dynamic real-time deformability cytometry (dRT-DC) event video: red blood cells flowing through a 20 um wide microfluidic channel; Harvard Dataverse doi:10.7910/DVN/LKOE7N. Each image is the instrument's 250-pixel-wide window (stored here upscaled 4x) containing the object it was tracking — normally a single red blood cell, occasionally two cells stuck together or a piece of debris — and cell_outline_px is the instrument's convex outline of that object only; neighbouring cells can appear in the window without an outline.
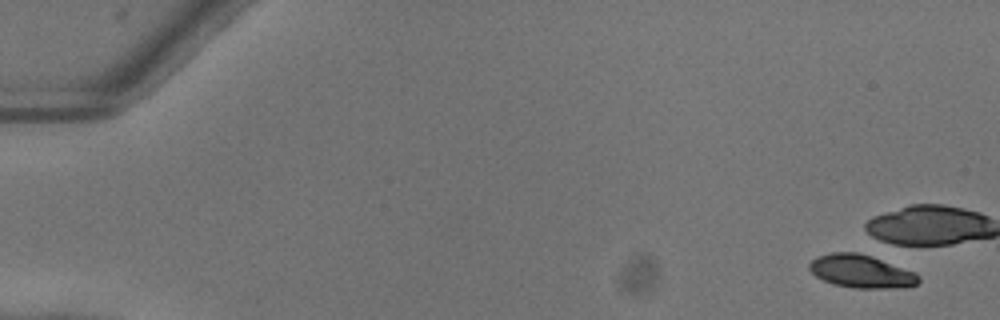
{"species": "common noctule bat (a hibernating species)", "species_latin": "Nyctalus noctula", "temperature_condition": "warm", "stored_images_in_passage": 4, "camera_frame_rate_fps": 3000, "um_per_image_px": 0.085, "animal": {"sex": "female"}, "frame": {"image": 1, "passage_image": 1, "time_ms": 0.0, "image_size_px": [1000, 320], "cell_outline_px": [[920, 280], [916, 284], [884, 288], [856, 288], [836, 284], [824, 280], [816, 276], [808, 268], [808, 264], [816, 256], [832, 252], [856, 252], [872, 256], [916, 272], [920, 276]], "centroid_in_image_um": [73.18, 23.04], "position_along_channel_um": 11.8, "area_um2": 20.81}}